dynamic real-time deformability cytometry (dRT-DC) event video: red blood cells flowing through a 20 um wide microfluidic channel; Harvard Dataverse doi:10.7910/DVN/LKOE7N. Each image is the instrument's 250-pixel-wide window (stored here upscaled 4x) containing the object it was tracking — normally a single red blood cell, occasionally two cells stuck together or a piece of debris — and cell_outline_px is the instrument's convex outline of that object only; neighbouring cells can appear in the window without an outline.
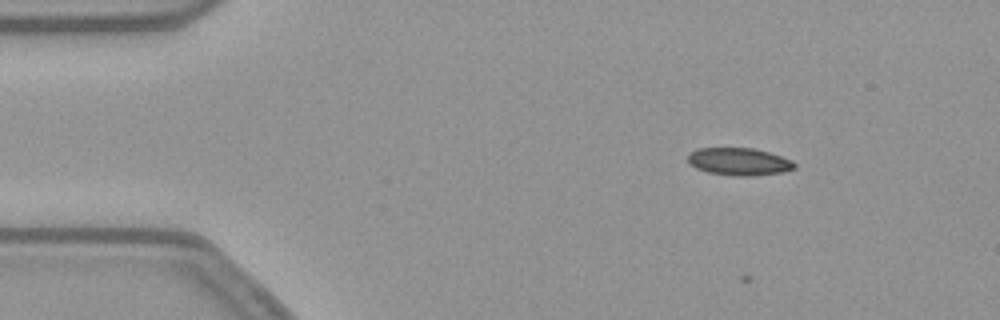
{"species": "common noctule bat (a hibernating species)", "species_latin": "Nyctalus noctula", "temperature_condition": "warm", "stored_images_in_passage": 19, "camera_frame_rate_fps": 3000, "um_per_image_px": 0.085, "animal": {"sex": "female", "body_mass_g": 21.9}, "frame": {"image": 1, "passage_image": 2, "time_ms": 0.333, "image_size_px": [1000, 320], "cell_outline_px": [[796, 168], [784, 172], [752, 176], [736, 176], [708, 172], [696, 168], [688, 164], [688, 152], [700, 148], [752, 148], [768, 152], [792, 160], [796, 164]], "centroid_in_image_um": [62.81, 13.74], "position_along_channel_um": 22.2, "area_um2": 17.17}}
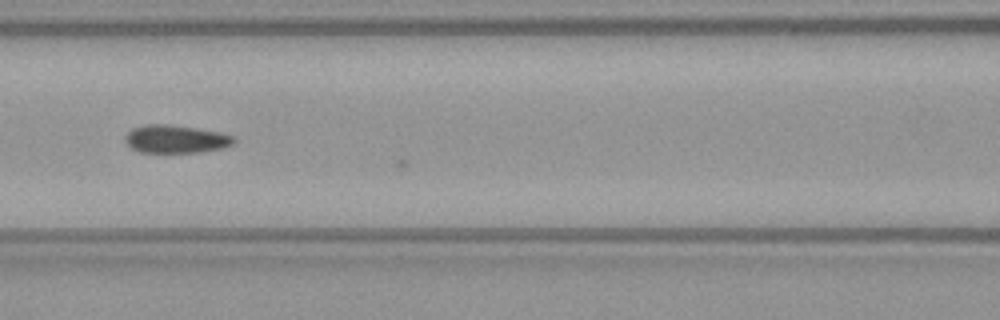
{"frame": {"image": 2, "passage_image": 18, "time_ms": 5.667, "image_size_px": [1000, 320], "cell_outline_px": [[236, 140], [232, 144], [224, 148], [200, 152], [140, 152], [132, 148], [124, 140], [124, 136], [132, 128], [144, 124], [168, 124], [196, 128], [220, 132], [236, 136]], "centroid_in_image_um": [14.95, 11.81], "position_along_channel_um": 151.6, "area_um2": 17.86}}